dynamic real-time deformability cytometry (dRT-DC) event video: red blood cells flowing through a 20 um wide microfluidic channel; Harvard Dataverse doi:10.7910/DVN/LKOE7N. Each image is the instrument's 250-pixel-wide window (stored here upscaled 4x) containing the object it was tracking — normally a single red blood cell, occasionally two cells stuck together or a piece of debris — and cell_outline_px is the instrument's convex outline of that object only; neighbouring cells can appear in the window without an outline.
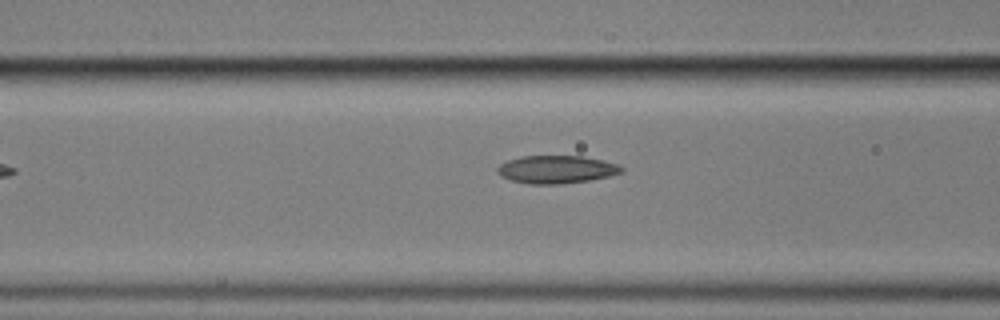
{"species": "common noctule bat (a hibernating species)", "species_latin": "Nyctalus noctula", "temperature_condition": "cold", "stored_images_in_passage": 4, "camera_frame_rate_fps": 3000, "um_per_image_px": 0.085, "animal": {"sex": "male", "body_mass_g": 17.9}, "frame": {"image": 1, "passage_image": 3, "time_ms": 3.0, "image_size_px": [1000, 320], "cell_outline_px": [[624, 172], [608, 176], [588, 180], [560, 184], [528, 184], [512, 180], [500, 176], [496, 172], [496, 168], [500, 164], [508, 160], [520, 156], [584, 156], [604, 160], [616, 164], [624, 168]], "centroid_in_image_um": [47.28, 14.4], "position_along_channel_um": 119.3, "area_um2": 20.23}}